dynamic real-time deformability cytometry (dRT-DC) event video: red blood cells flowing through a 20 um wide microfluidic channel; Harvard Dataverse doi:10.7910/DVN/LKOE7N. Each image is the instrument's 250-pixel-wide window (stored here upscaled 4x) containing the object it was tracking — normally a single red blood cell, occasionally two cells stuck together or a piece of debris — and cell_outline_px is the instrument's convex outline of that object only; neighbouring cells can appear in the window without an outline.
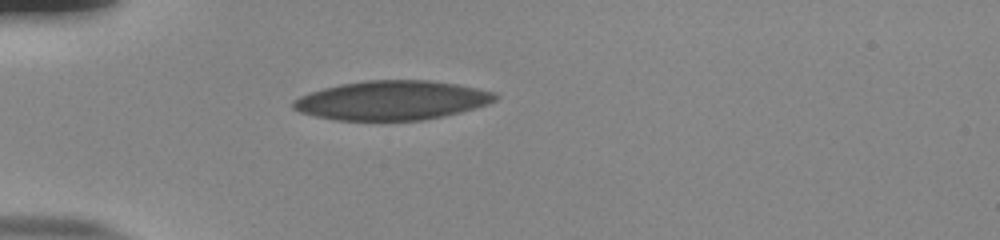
{"species": "human", "species_latin": "Homo sapiens", "temperature_condition": "room temperature", "stored_images_in_passage": 38, "camera_frame_rate_fps": 3000, "um_per_image_px": 0.085, "donor": {"sex": "male"}, "frame": {"image": 1, "passage_image": 1, "time_ms": 0.0, "image_size_px": [1000, 240], "cell_outline_px": [[500, 96], [496, 100], [488, 104], [460, 112], [444, 116], [424, 120], [336, 120], [316, 116], [300, 112], [292, 108], [292, 100], [308, 92], [340, 84], [364, 80], [432, 80], [456, 84], [496, 92]], "centroid_in_image_um": [33.32, 8.52], "position_along_channel_um": 51.7, "area_um2": 46.36}}
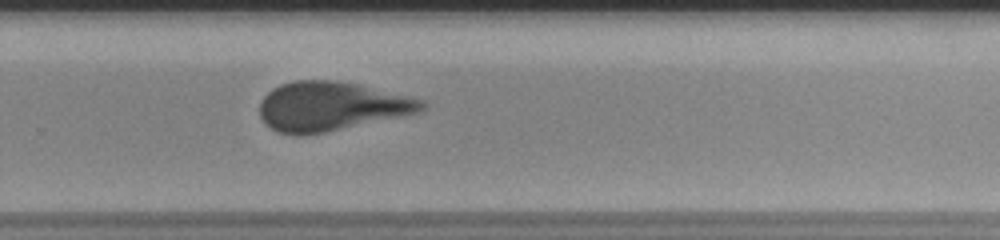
{"frame": {"image": 2, "passage_image": 22, "time_ms": 7.0, "image_size_px": [1000, 240], "cell_outline_px": [[424, 108], [416, 112], [324, 132], [300, 136], [296, 136], [276, 132], [264, 124], [260, 116], [260, 100], [272, 88], [280, 84], [296, 80], [332, 80], [356, 84], [420, 100], [424, 104]], "centroid_in_image_um": [27.98, 9.04], "position_along_channel_um": 301.8, "area_um2": 45.43}}
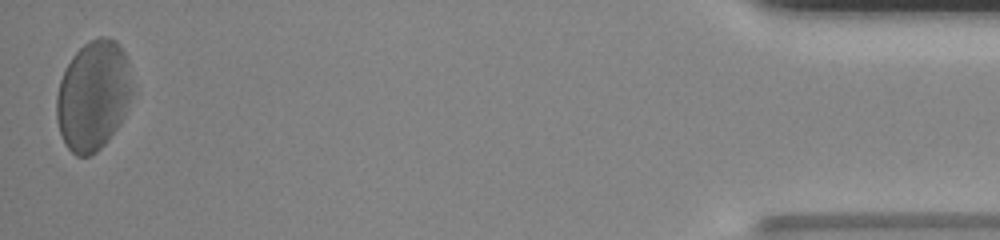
{"frame": {"image": 3, "passage_image": 38, "time_ms": 12.333, "image_size_px": [1000, 240], "cell_outline_px": [[132, 92], [124, 116], [120, 124], [108, 140], [92, 156], [76, 156], [64, 144], [60, 132], [56, 116], [56, 96], [60, 80], [72, 56], [88, 40], [100, 36], [108, 36], [116, 40], [120, 44], [128, 60], [132, 88]], "centroid_in_image_um": [7.92, 8.11], "position_along_channel_um": 427.3, "area_um2": 48.73}, "authors_computed_cell_mechanics": {"area_um2": 46.7024, "velocity_mm_per_s": 3.8284, "shape_relaxation_time_tau1_ms": 5.4888, "shape_relaxation_time_tau2_ms": 1.2096, "deformation_change_tau1": 0.1581, "deformation_change_tau2": 0.0835}}